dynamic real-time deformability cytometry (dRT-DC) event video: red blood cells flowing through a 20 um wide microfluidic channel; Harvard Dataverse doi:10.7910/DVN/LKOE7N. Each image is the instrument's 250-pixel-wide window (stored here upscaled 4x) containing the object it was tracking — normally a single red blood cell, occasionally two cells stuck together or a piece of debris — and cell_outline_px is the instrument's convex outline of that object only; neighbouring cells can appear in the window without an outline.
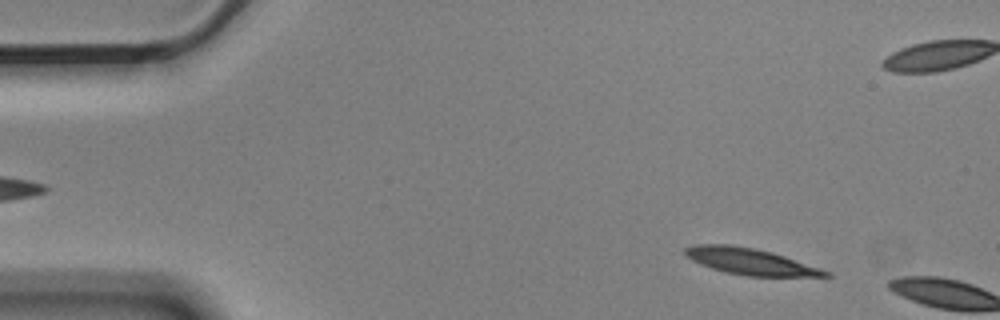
{"species": "Egyptian fruit bat (a non-hibernating species)", "species_latin": "Rousettus aegyptiacus", "temperature_condition": "cold", "stored_images_in_passage": 2, "camera_frame_rate_fps": 3000, "um_per_image_px": 0.085, "animal": {"sex": "male"}, "frame": {"image": 1, "passage_image": 1, "time_ms": 0.0, "image_size_px": [1000, 320], "cell_outline_px": [[832, 276], [748, 276], [728, 272], [712, 268], [700, 264], [684, 256], [684, 248], [696, 244], [732, 244], [756, 248], [772, 252], [832, 272]], "centroid_in_image_um": [63.74, 22.21], "position_along_channel_um": 21.3, "area_um2": 21.5}}